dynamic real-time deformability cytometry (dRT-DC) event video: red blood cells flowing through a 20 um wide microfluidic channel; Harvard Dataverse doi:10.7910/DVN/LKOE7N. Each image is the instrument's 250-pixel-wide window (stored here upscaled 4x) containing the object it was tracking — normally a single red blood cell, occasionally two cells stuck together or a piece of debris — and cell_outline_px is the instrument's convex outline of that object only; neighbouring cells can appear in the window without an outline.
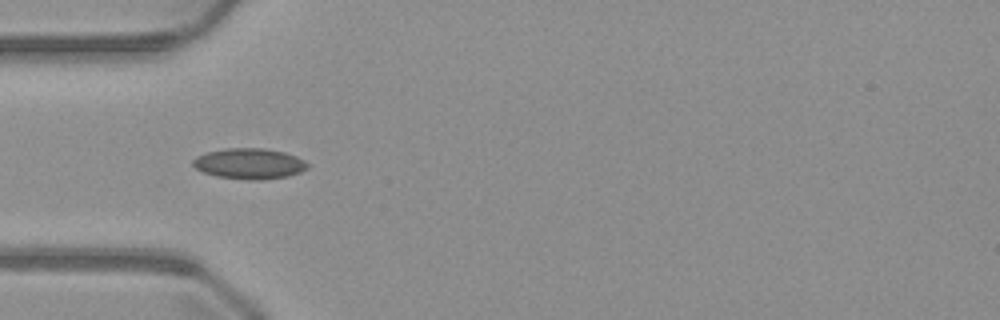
{"species": "common noctule bat (a hibernating species)", "species_latin": "Nyctalus noctula", "temperature_condition": "warm", "stored_images_in_passage": 24, "camera_frame_rate_fps": 3000, "um_per_image_px": 0.085, "animal": {"sex": "male", "body_mass_g": 23.1, "forearm_length_mm": 52.7}, "frame": {"image": 1, "passage_image": 4, "time_ms": 1.0, "image_size_px": [1000, 320], "cell_outline_px": [[308, 168], [300, 172], [288, 176], [260, 180], [248, 180], [216, 176], [204, 172], [196, 168], [192, 164], [192, 160], [196, 156], [208, 152], [224, 148], [264, 148], [284, 152], [296, 156], [304, 160], [308, 164]], "centroid_in_image_um": [21.19, 13.91], "position_along_channel_um": 63.8, "area_um2": 20.52}}